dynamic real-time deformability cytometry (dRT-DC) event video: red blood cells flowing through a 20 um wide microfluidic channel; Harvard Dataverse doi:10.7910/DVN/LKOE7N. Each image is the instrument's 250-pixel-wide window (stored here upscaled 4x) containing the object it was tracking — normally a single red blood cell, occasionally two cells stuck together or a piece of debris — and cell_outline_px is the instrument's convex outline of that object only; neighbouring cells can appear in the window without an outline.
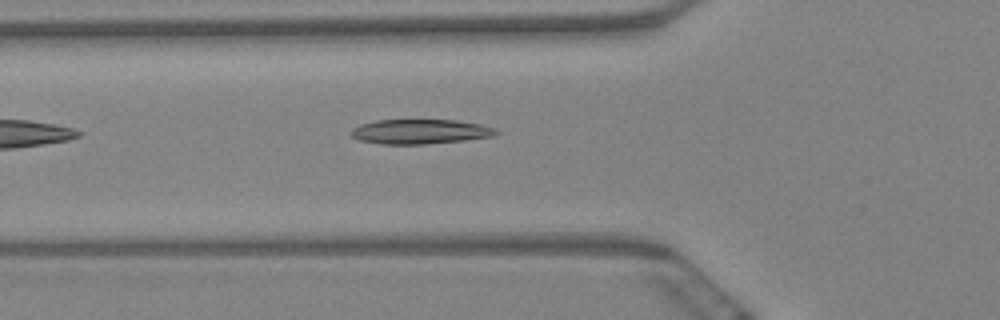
{"species": "Egyptian fruit bat (a non-hibernating species)", "species_latin": "Rousettus aegyptiacus", "temperature_condition": "warm", "stored_images_in_passage": 6, "camera_frame_rate_fps": 3000, "um_per_image_px": 0.085, "animal": {"sex": "female"}, "frame": {"image": 1, "passage_image": 6, "time_ms": 1.667, "image_size_px": [1000, 320], "cell_outline_px": [[500, 132], [496, 136], [464, 140], [424, 144], [384, 144], [360, 140], [352, 136], [348, 132], [352, 128], [360, 124], [376, 120], [456, 120], [480, 124], [492, 128]], "centroid_in_image_um": [35.69, 11.18], "position_along_channel_um": 90.1, "area_um2": 20.81}}